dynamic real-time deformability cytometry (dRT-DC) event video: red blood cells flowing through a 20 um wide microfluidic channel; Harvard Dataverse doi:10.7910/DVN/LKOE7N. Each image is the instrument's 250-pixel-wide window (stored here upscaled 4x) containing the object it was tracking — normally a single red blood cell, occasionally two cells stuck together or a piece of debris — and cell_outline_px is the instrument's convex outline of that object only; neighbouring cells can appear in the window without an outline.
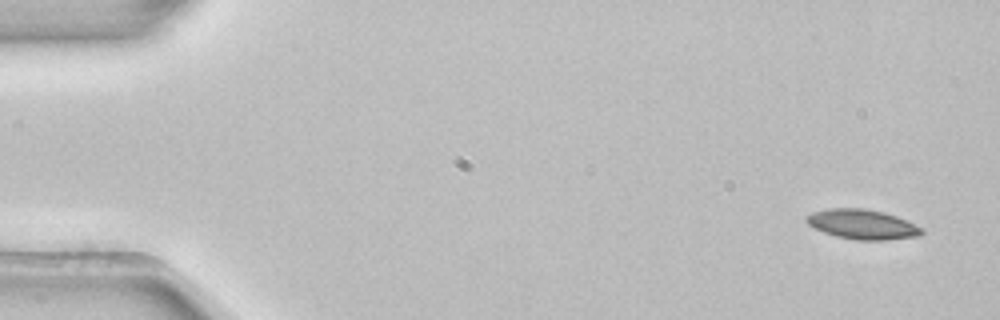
{"species": "common noctule bat (a hibernating species)", "species_latin": "Nyctalus noctula", "temperature_condition": "room temperature", "stored_images_in_passage": 4, "camera_frame_rate_fps": 3000, "um_per_image_px": 0.085, "animal": {"sex": "female", "body_mass_g": 22.7, "forearm_length_mm": 54.2}, "frame": {"image": 1, "passage_image": 1, "time_ms": 0.0, "image_size_px": [1000, 320], "cell_outline_px": [[924, 232], [920, 236], [888, 240], [856, 240], [836, 236], [824, 232], [808, 224], [804, 220], [804, 216], [812, 212], [828, 208], [864, 208], [884, 212], [896, 216], [924, 228]], "centroid_in_image_um": [73.3, 19.07], "position_along_channel_um": 11.7, "area_um2": 20.17}}